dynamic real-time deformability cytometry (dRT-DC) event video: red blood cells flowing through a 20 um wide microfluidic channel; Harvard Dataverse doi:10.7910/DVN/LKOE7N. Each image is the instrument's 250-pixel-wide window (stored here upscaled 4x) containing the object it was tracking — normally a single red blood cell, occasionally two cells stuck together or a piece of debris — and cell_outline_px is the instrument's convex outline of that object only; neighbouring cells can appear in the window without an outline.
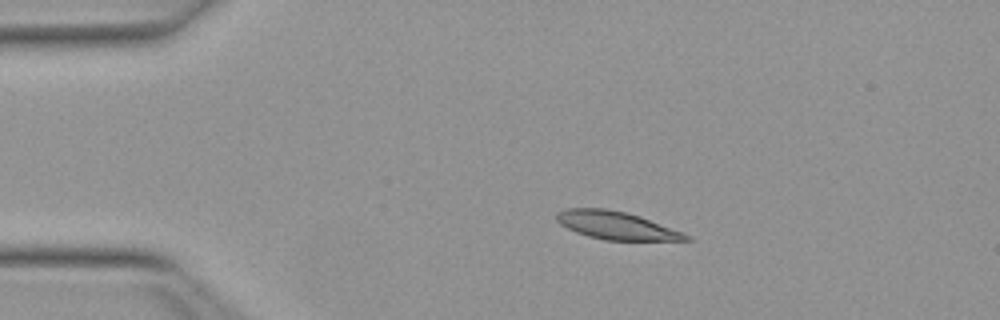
{"species": "Egyptian fruit bat (a non-hibernating species)", "species_latin": "Rousettus aegyptiacus", "temperature_condition": "warm", "stored_images_in_passage": 42, "camera_frame_rate_fps": 3000, "um_per_image_px": 0.085, "animal": {"sex": "female"}, "frame": {"image": 1, "passage_image": 1, "time_ms": 0.0, "image_size_px": [1000, 320], "cell_outline_px": [[692, 240], [604, 240], [588, 236], [576, 232], [560, 224], [556, 220], [556, 212], [564, 208], [604, 208], [624, 212], [640, 216], [680, 232], [688, 236]], "centroid_in_image_um": [52.29, 19.15], "position_along_channel_um": 32.7, "area_um2": 20.69}}
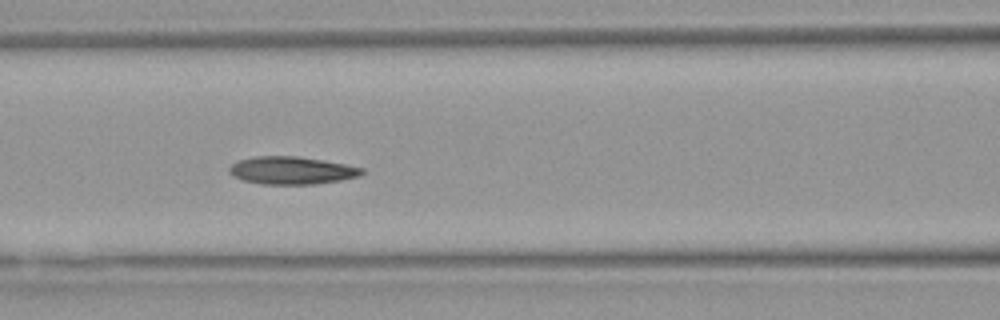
{"frame": {"image": 2, "passage_image": 13, "time_ms": 4.0, "image_size_px": [1000, 320], "cell_outline_px": [[364, 172], [360, 176], [340, 180], [316, 184], [260, 184], [244, 180], [228, 172], [228, 168], [236, 160], [256, 156], [296, 156], [344, 164], [364, 168]], "centroid_in_image_um": [24.78, 14.48], "position_along_channel_um": 141.8, "area_um2": 21.27}}
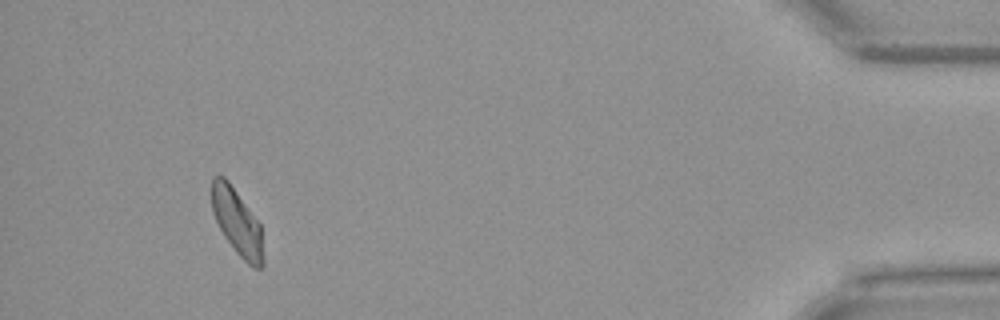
{"frame": {"image": 3, "passage_image": 39, "time_ms": 12.667, "image_size_px": [1000, 320], "cell_outline_px": [[264, 268], [252, 268], [236, 252], [224, 236], [212, 212], [212, 176], [224, 176], [228, 180], [260, 224], [264, 256]], "centroid_in_image_um": [20.17, 18.91], "position_along_channel_um": 415.0, "area_um2": 19.83}, "authors_computed_cell_mechanics": {"area_um2": 20.8369, "velocity_mm_per_s": 3.9518, "shape_relaxation_time_tau1_ms": 5.777, "shape_relaxation_time_tau2_ms": 5.5904, "deformation_change_tau1": 0.1603, "deformation_change_tau2": 0.1144}}